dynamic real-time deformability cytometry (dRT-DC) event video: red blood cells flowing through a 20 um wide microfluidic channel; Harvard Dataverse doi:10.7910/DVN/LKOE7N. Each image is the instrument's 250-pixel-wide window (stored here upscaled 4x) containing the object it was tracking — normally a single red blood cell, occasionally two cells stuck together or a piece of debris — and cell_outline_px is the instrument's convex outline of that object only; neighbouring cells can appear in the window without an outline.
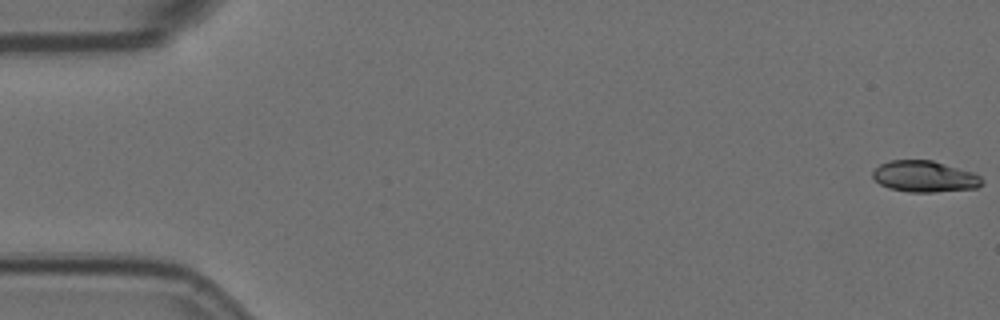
{"species": "Egyptian fruit bat (a non-hibernating species)", "species_latin": "Rousettus aegyptiacus", "temperature_condition": "room temperature", "stored_images_in_passage": 57, "camera_frame_rate_fps": 3000, "um_per_image_px": 0.085, "animal": {"sex": "female"}, "frame": {"image": 1, "passage_image": 1, "time_ms": 0.0, "image_size_px": [1000, 320], "cell_outline_px": [[984, 184], [976, 188], [936, 192], [908, 192], [888, 188], [880, 184], [872, 176], [872, 172], [880, 164], [888, 160], [932, 160], [972, 172], [980, 176], [984, 180]], "centroid_in_image_um": [78.59, 15.0], "position_along_channel_um": 6.4, "area_um2": 20.0}}
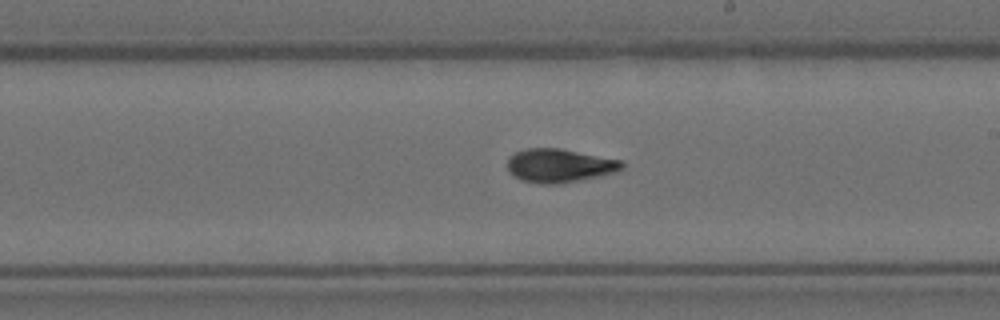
{"frame": {"image": 2, "passage_image": 33, "time_ms": 10.667, "image_size_px": [1000, 320], "cell_outline_px": [[624, 168], [616, 172], [600, 176], [560, 184], [540, 184], [520, 180], [512, 176], [508, 172], [508, 160], [516, 152], [528, 148], [560, 148], [620, 160], [624, 164]], "centroid_in_image_um": [47.54, 14.09], "position_along_channel_um": 241.5, "area_um2": 22.48}}
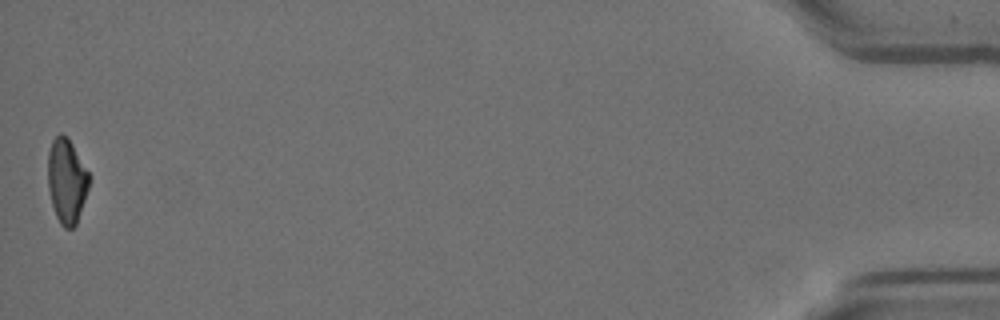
{"frame": {"image": 3, "passage_image": 57, "time_ms": 18.667, "image_size_px": [1000, 320], "cell_outline_px": [[92, 176], [76, 224], [72, 228], [64, 228], [60, 224], [56, 216], [52, 204], [48, 188], [48, 152], [52, 140], [60, 132], [72, 144]], "centroid_in_image_um": [5.67, 15.37], "position_along_channel_um": 429.5, "area_um2": 20.29}, "authors_computed_cell_mechanics": {"area_um2": 21.3282, "velocity_mm_per_s": 3.5728, "shape_relaxation_time_tau1_ms": 8.7479, "shape_relaxation_time_tau2_ms": 2.3721, "deformation_change_tau1": 0.2326, "deformation_change_tau2": 0.0704}}